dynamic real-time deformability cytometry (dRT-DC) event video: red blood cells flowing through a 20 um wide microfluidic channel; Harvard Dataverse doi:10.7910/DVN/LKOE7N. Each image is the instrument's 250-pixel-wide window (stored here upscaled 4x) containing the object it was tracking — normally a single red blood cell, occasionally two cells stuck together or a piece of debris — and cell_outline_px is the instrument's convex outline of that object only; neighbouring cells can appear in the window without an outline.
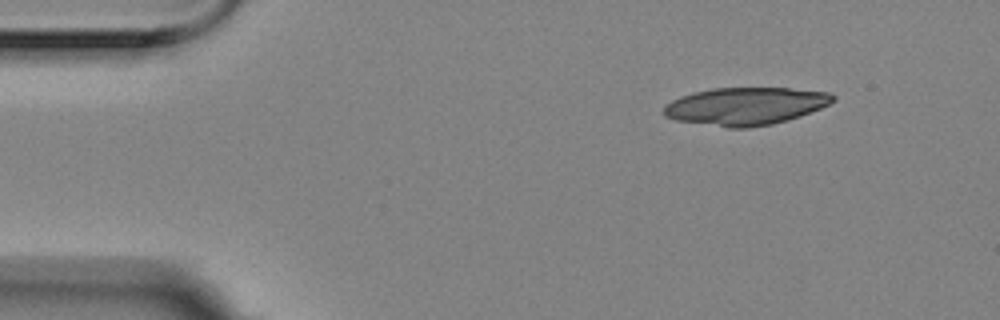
{"species": "Egyptian fruit bat (a non-hibernating species)", "species_latin": "Rousettus aegyptiacus", "temperature_condition": "room temperature", "stored_images_in_passage": 6, "camera_frame_rate_fps": 3000, "um_per_image_px": 0.085, "animal": {"sex": "female"}, "frame": {"image": 1, "passage_image": 1, "time_ms": 0.0, "image_size_px": [1000, 320], "cell_outline_px": [[836, 100], [820, 108], [800, 116], [788, 120], [772, 124], [748, 128], [728, 128], [676, 120], [664, 116], [664, 108], [672, 100], [680, 96], [692, 92], [712, 88], [788, 88], [828, 92], [836, 96]], "centroid_in_image_um": [63.37, 9.02], "position_along_channel_um": 21.6, "area_um2": 37.11}}